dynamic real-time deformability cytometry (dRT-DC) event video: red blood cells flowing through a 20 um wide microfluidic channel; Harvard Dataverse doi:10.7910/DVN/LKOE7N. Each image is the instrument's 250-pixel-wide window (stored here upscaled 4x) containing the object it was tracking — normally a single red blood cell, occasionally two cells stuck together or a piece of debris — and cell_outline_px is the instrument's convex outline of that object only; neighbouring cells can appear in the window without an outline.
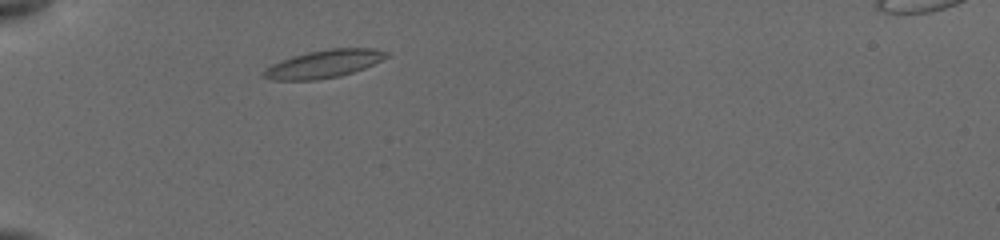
{"species": "common noctule bat (a hibernating species)", "species_latin": "Nyctalus noctula", "temperature_condition": "cold", "stored_images_in_passage": 27, "camera_frame_rate_fps": 3000, "um_per_image_px": 0.085, "animal": {"sex": "female", "body_mass_g": 19.5, "forearm_length_mm": 54.1}, "frame": {"image": 1, "passage_image": 2, "time_ms": 0.667, "image_size_px": [1000, 240], "cell_outline_px": [[388, 56], [364, 68], [340, 76], [316, 80], [272, 80], [260, 76], [272, 64], [280, 60], [292, 56], [308, 52], [328, 48], [372, 48], [388, 52]], "centroid_in_image_um": [27.5, 5.43], "position_along_channel_um": 57.5, "area_um2": 19.77}}
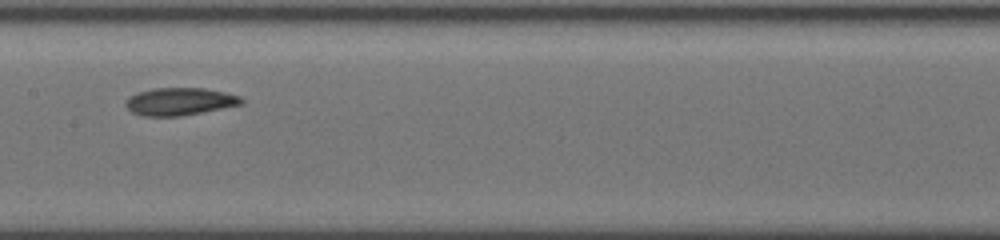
{"frame": {"image": 2, "passage_image": 14, "time_ms": 4.667, "image_size_px": [1000, 240], "cell_outline_px": [[244, 104], [180, 116], [144, 116], [132, 112], [124, 104], [124, 100], [128, 96], [136, 92], [152, 88], [204, 88], [224, 92], [240, 96], [244, 100]], "centroid_in_image_um": [15.24, 8.62], "position_along_channel_um": 192.2, "area_um2": 18.73}}
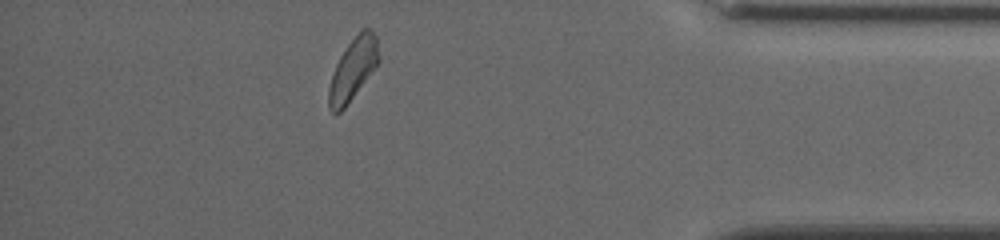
{"frame": {"image": 3, "passage_image": 24, "time_ms": 11.0, "image_size_px": [1000, 240], "cell_outline_px": [[380, 60], [344, 108], [340, 112], [332, 112], [328, 108], [328, 88], [336, 64], [340, 56], [348, 44], [364, 28], [372, 28], [376, 36], [380, 56]], "centroid_in_image_um": [30.0, 5.87], "position_along_channel_um": 405.2, "area_um2": 17.63}, "authors_computed_cell_mechanics": {"area_um2": 18.8428, "velocity_mm_per_s": 3.8333, "shape_relaxation_time_tau1_ms": 3.3048, "shape_relaxation_time_tau2_ms": null, "deformation_change_tau1": 0.1031, "deformation_change_tau2": null}}